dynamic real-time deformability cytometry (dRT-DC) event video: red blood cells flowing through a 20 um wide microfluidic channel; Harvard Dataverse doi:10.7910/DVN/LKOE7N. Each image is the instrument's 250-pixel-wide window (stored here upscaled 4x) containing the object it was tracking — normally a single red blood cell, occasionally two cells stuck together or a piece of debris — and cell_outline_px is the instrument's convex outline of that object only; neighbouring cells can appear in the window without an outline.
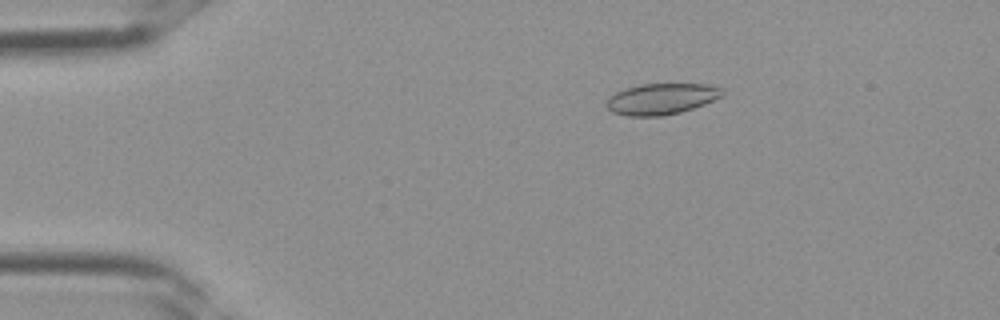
{"species": "Egyptian fruit bat (a non-hibernating species)", "species_latin": "Rousettus aegyptiacus", "temperature_condition": "room temperature", "stored_images_in_passage": 3, "camera_frame_rate_fps": 3000, "um_per_image_px": 0.085, "frame": {"image": 1, "passage_image": 2, "time_ms": 0.333, "image_size_px": [1000, 320], "cell_outline_px": [[724, 96], [704, 104], [680, 112], [664, 116], [628, 116], [612, 112], [604, 104], [608, 96], [616, 92], [640, 84], [708, 84], [724, 88]], "centroid_in_image_um": [56.23, 8.4], "position_along_channel_um": 28.8, "area_um2": 21.15}}